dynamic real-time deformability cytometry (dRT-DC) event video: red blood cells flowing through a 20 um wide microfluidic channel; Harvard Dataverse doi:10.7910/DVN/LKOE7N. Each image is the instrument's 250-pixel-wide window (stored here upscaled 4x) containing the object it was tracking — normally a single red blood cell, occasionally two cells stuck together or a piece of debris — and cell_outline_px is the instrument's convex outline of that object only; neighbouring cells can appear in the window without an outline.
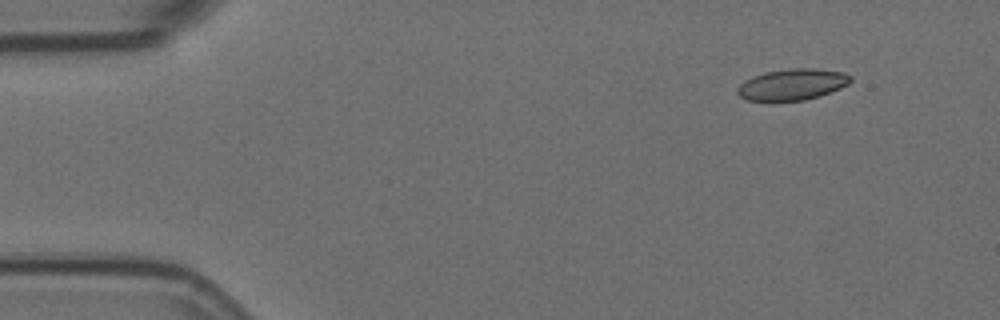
{"species": "Egyptian fruit bat (a non-hibernating species)", "species_latin": "Rousettus aegyptiacus", "temperature_condition": "room temperature", "stored_images_in_passage": 6, "camera_frame_rate_fps": 3000, "um_per_image_px": 0.085, "animal": {"sex": "female"}, "frame": {"image": 1, "passage_image": 2, "time_ms": 0.333, "image_size_px": [1000, 320], "cell_outline_px": [[852, 80], [848, 84], [840, 88], [820, 96], [804, 100], [772, 104], [748, 100], [740, 96], [736, 92], [736, 88], [744, 80], [752, 76], [764, 72], [792, 68], [816, 68], [844, 72], [852, 76]], "centroid_in_image_um": [67.3, 7.22], "position_along_channel_um": 17.7, "area_um2": 21.44}}
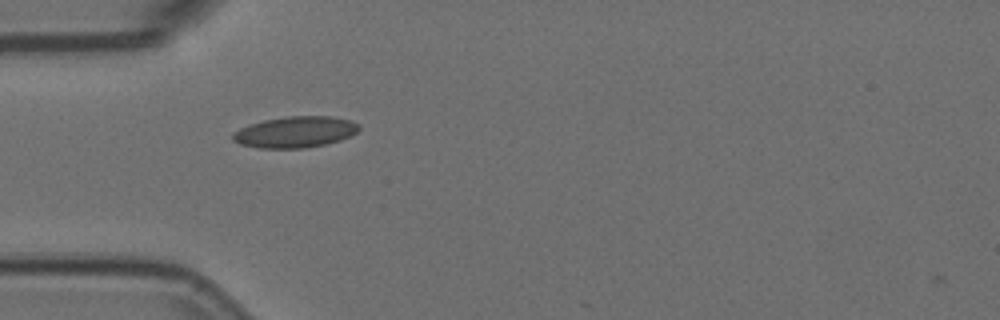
{"frame": {"image": 2, "passage_image": 5, "time_ms": 1.333, "image_size_px": [1000, 320], "cell_outline_px": [[360, 128], [356, 132], [340, 140], [324, 144], [304, 148], [260, 148], [240, 144], [232, 140], [232, 132], [248, 124], [264, 120], [284, 116], [332, 116], [352, 120], [360, 124]], "centroid_in_image_um": [25.08, 11.21], "position_along_channel_um": 59.9, "area_um2": 23.06}}
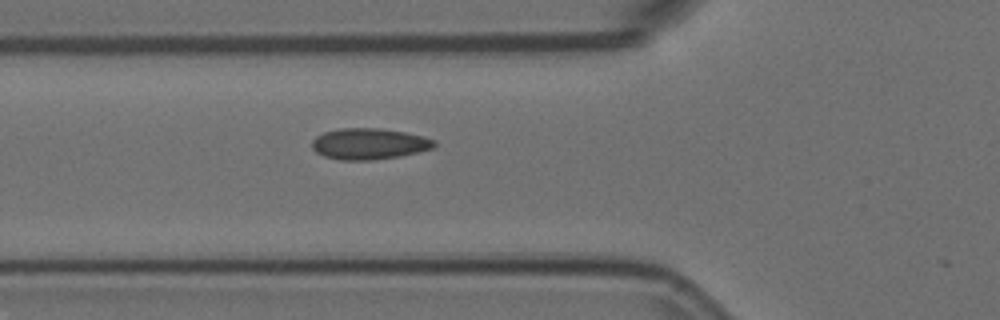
{"frame": {"image": 3, "passage_image": 6, "time_ms": 1.667, "image_size_px": [1000, 320], "cell_outline_px": [[436, 144], [432, 148], [400, 156], [372, 160], [340, 160], [324, 156], [316, 152], [312, 148], [312, 140], [316, 136], [324, 132], [340, 128], [380, 128], [404, 132], [424, 136], [436, 140]], "centroid_in_image_um": [31.36, 12.22], "position_along_channel_um": 94.4, "area_um2": 22.2}}